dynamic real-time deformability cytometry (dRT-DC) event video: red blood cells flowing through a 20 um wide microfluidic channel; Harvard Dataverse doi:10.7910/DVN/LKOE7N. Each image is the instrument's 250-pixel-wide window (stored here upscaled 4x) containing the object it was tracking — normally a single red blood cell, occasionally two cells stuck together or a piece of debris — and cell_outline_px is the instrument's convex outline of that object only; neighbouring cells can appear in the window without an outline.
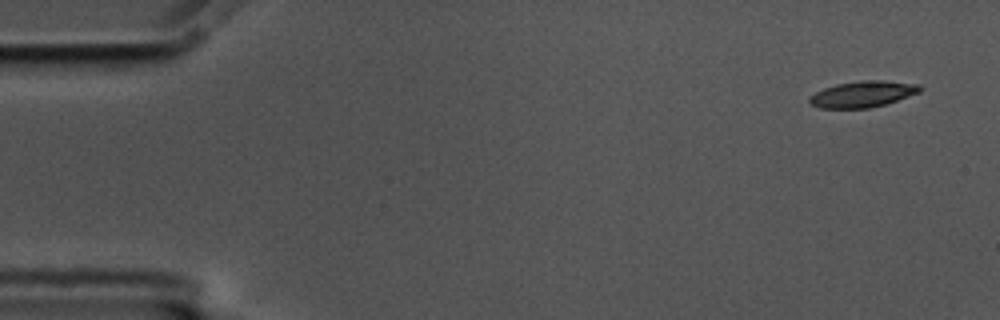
{"species": "common noctule bat (a hibernating species)", "species_latin": "Nyctalus noctula", "temperature_condition": "cold", "stored_images_in_passage": 4, "camera_frame_rate_fps": 3000, "um_per_image_px": 0.085, "animal": {"sex": "male", "body_mass_g": 17.5, "forearm_length_mm": 52.3}, "frame": {"image": 1, "passage_image": 1, "time_ms": 0.0, "image_size_px": [1000, 320], "cell_outline_px": [[920, 92], [884, 104], [868, 108], [820, 108], [812, 104], [808, 100], [816, 92], [824, 88], [836, 84], [860, 80], [880, 80], [920, 84]], "centroid_in_image_um": [73.33, 7.99], "position_along_channel_um": 11.7, "area_um2": 16.59}}
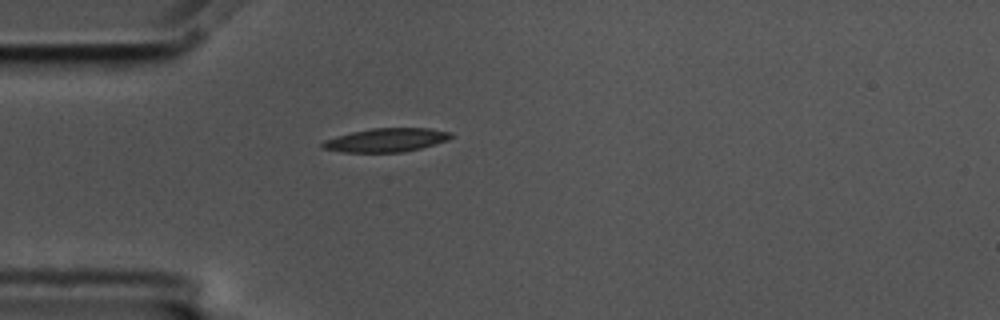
{"frame": {"image": 2, "passage_image": 4, "time_ms": 1.0, "image_size_px": [1000, 320], "cell_outline_px": [[452, 136], [448, 140], [420, 148], [404, 152], [344, 152], [320, 148], [320, 144], [324, 140], [336, 136], [352, 132], [372, 128], [428, 128], [452, 132]], "centroid_in_image_um": [32.8, 11.9], "position_along_channel_um": 52.2, "area_um2": 17.69}}